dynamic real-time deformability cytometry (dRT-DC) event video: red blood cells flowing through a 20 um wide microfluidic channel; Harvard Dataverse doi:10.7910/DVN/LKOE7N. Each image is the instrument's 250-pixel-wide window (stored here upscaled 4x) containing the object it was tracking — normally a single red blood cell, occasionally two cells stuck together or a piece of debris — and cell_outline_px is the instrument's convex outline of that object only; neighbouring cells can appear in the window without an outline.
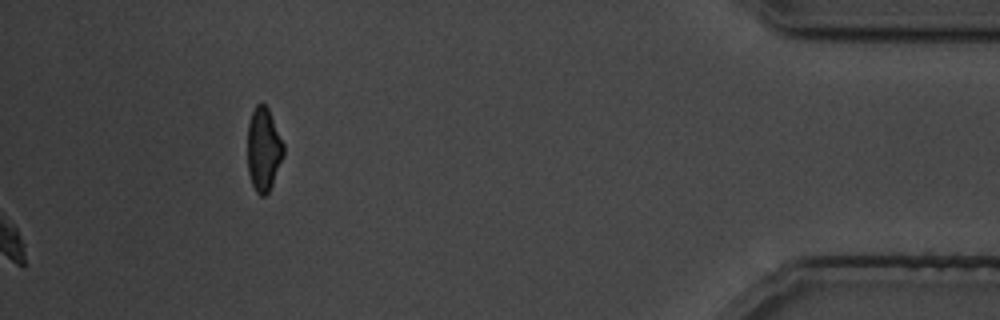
{"species": "common noctule bat (a hibernating species)", "species_latin": "Nyctalus noctula", "temperature_condition": "cold", "stored_images_in_passage": 22, "camera_frame_rate_fps": 3000, "um_per_image_px": 0.085, "animal": {"sex": "male", "body_mass_g": 19.5, "forearm_length_mm": 54.6}, "frame": {"image": 1, "passage_image": 22, "time_ms": 30.333, "image_size_px": [1000, 320], "cell_outline_px": [[284, 156], [272, 184], [268, 192], [264, 196], [260, 196], [256, 192], [252, 184], [248, 172], [248, 124], [252, 112], [256, 104], [264, 104], [268, 108], [284, 144]], "centroid_in_image_um": [22.41, 12.71], "position_along_channel_um": 412.8, "area_um2": 17.46}}